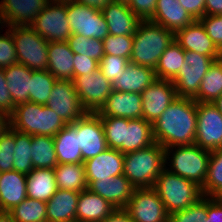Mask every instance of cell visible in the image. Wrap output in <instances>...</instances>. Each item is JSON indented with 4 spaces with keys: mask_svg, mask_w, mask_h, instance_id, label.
Instances as JSON below:
<instances>
[{
    "mask_svg": "<svg viewBox=\"0 0 222 222\" xmlns=\"http://www.w3.org/2000/svg\"><path fill=\"white\" fill-rule=\"evenodd\" d=\"M222 95V58L215 60L202 78L196 102L213 103Z\"/></svg>",
    "mask_w": 222,
    "mask_h": 222,
    "instance_id": "obj_35",
    "label": "cell"
},
{
    "mask_svg": "<svg viewBox=\"0 0 222 222\" xmlns=\"http://www.w3.org/2000/svg\"><path fill=\"white\" fill-rule=\"evenodd\" d=\"M143 119L154 123L168 106L178 98L171 80L157 79L142 93Z\"/></svg>",
    "mask_w": 222,
    "mask_h": 222,
    "instance_id": "obj_17",
    "label": "cell"
},
{
    "mask_svg": "<svg viewBox=\"0 0 222 222\" xmlns=\"http://www.w3.org/2000/svg\"><path fill=\"white\" fill-rule=\"evenodd\" d=\"M129 63V60L123 57L104 55L99 62V69L113 84L123 75V72Z\"/></svg>",
    "mask_w": 222,
    "mask_h": 222,
    "instance_id": "obj_45",
    "label": "cell"
},
{
    "mask_svg": "<svg viewBox=\"0 0 222 222\" xmlns=\"http://www.w3.org/2000/svg\"><path fill=\"white\" fill-rule=\"evenodd\" d=\"M46 105L66 124L74 123L87 113L81 105L73 80L57 79Z\"/></svg>",
    "mask_w": 222,
    "mask_h": 222,
    "instance_id": "obj_13",
    "label": "cell"
},
{
    "mask_svg": "<svg viewBox=\"0 0 222 222\" xmlns=\"http://www.w3.org/2000/svg\"><path fill=\"white\" fill-rule=\"evenodd\" d=\"M47 70L56 78L73 80L74 53L66 41L48 43Z\"/></svg>",
    "mask_w": 222,
    "mask_h": 222,
    "instance_id": "obj_29",
    "label": "cell"
},
{
    "mask_svg": "<svg viewBox=\"0 0 222 222\" xmlns=\"http://www.w3.org/2000/svg\"><path fill=\"white\" fill-rule=\"evenodd\" d=\"M185 50L173 41L161 55L156 68L157 79L172 80L184 66Z\"/></svg>",
    "mask_w": 222,
    "mask_h": 222,
    "instance_id": "obj_36",
    "label": "cell"
},
{
    "mask_svg": "<svg viewBox=\"0 0 222 222\" xmlns=\"http://www.w3.org/2000/svg\"><path fill=\"white\" fill-rule=\"evenodd\" d=\"M153 189L169 215L190 207L203 197L200 186L167 169H164L157 177Z\"/></svg>",
    "mask_w": 222,
    "mask_h": 222,
    "instance_id": "obj_7",
    "label": "cell"
},
{
    "mask_svg": "<svg viewBox=\"0 0 222 222\" xmlns=\"http://www.w3.org/2000/svg\"><path fill=\"white\" fill-rule=\"evenodd\" d=\"M15 64H18L15 42L10 30L6 29L4 34H0V68L5 69Z\"/></svg>",
    "mask_w": 222,
    "mask_h": 222,
    "instance_id": "obj_46",
    "label": "cell"
},
{
    "mask_svg": "<svg viewBox=\"0 0 222 222\" xmlns=\"http://www.w3.org/2000/svg\"><path fill=\"white\" fill-rule=\"evenodd\" d=\"M15 110L13 100L9 90L7 89V82L4 74V69L0 68V112L10 116Z\"/></svg>",
    "mask_w": 222,
    "mask_h": 222,
    "instance_id": "obj_50",
    "label": "cell"
},
{
    "mask_svg": "<svg viewBox=\"0 0 222 222\" xmlns=\"http://www.w3.org/2000/svg\"><path fill=\"white\" fill-rule=\"evenodd\" d=\"M111 35L133 36L141 20L128 5L110 2L101 9Z\"/></svg>",
    "mask_w": 222,
    "mask_h": 222,
    "instance_id": "obj_23",
    "label": "cell"
},
{
    "mask_svg": "<svg viewBox=\"0 0 222 222\" xmlns=\"http://www.w3.org/2000/svg\"><path fill=\"white\" fill-rule=\"evenodd\" d=\"M53 170L58 189L77 192L87 189L84 163L58 164Z\"/></svg>",
    "mask_w": 222,
    "mask_h": 222,
    "instance_id": "obj_33",
    "label": "cell"
},
{
    "mask_svg": "<svg viewBox=\"0 0 222 222\" xmlns=\"http://www.w3.org/2000/svg\"><path fill=\"white\" fill-rule=\"evenodd\" d=\"M66 42L74 54L85 55L98 62L105 55L102 40L87 38L79 34H71Z\"/></svg>",
    "mask_w": 222,
    "mask_h": 222,
    "instance_id": "obj_41",
    "label": "cell"
},
{
    "mask_svg": "<svg viewBox=\"0 0 222 222\" xmlns=\"http://www.w3.org/2000/svg\"><path fill=\"white\" fill-rule=\"evenodd\" d=\"M86 180L101 181L123 174L124 154L107 148L96 157L84 161Z\"/></svg>",
    "mask_w": 222,
    "mask_h": 222,
    "instance_id": "obj_20",
    "label": "cell"
},
{
    "mask_svg": "<svg viewBox=\"0 0 222 222\" xmlns=\"http://www.w3.org/2000/svg\"><path fill=\"white\" fill-rule=\"evenodd\" d=\"M222 15V0H205V16Z\"/></svg>",
    "mask_w": 222,
    "mask_h": 222,
    "instance_id": "obj_54",
    "label": "cell"
},
{
    "mask_svg": "<svg viewBox=\"0 0 222 222\" xmlns=\"http://www.w3.org/2000/svg\"><path fill=\"white\" fill-rule=\"evenodd\" d=\"M114 210L116 208L106 199L86 189L78 198L76 222H101Z\"/></svg>",
    "mask_w": 222,
    "mask_h": 222,
    "instance_id": "obj_26",
    "label": "cell"
},
{
    "mask_svg": "<svg viewBox=\"0 0 222 222\" xmlns=\"http://www.w3.org/2000/svg\"><path fill=\"white\" fill-rule=\"evenodd\" d=\"M197 127V102L178 97L152 124L155 142L164 148L193 145Z\"/></svg>",
    "mask_w": 222,
    "mask_h": 222,
    "instance_id": "obj_1",
    "label": "cell"
},
{
    "mask_svg": "<svg viewBox=\"0 0 222 222\" xmlns=\"http://www.w3.org/2000/svg\"><path fill=\"white\" fill-rule=\"evenodd\" d=\"M27 175L15 170L0 174V211L9 212L27 198Z\"/></svg>",
    "mask_w": 222,
    "mask_h": 222,
    "instance_id": "obj_24",
    "label": "cell"
},
{
    "mask_svg": "<svg viewBox=\"0 0 222 222\" xmlns=\"http://www.w3.org/2000/svg\"><path fill=\"white\" fill-rule=\"evenodd\" d=\"M202 195L206 197H222V148L211 151L207 176Z\"/></svg>",
    "mask_w": 222,
    "mask_h": 222,
    "instance_id": "obj_37",
    "label": "cell"
},
{
    "mask_svg": "<svg viewBox=\"0 0 222 222\" xmlns=\"http://www.w3.org/2000/svg\"><path fill=\"white\" fill-rule=\"evenodd\" d=\"M67 19L72 34L104 40L108 25L100 9L79 2L67 4Z\"/></svg>",
    "mask_w": 222,
    "mask_h": 222,
    "instance_id": "obj_10",
    "label": "cell"
},
{
    "mask_svg": "<svg viewBox=\"0 0 222 222\" xmlns=\"http://www.w3.org/2000/svg\"><path fill=\"white\" fill-rule=\"evenodd\" d=\"M31 157L33 168L54 169L58 165L54 137L31 136Z\"/></svg>",
    "mask_w": 222,
    "mask_h": 222,
    "instance_id": "obj_34",
    "label": "cell"
},
{
    "mask_svg": "<svg viewBox=\"0 0 222 222\" xmlns=\"http://www.w3.org/2000/svg\"><path fill=\"white\" fill-rule=\"evenodd\" d=\"M108 148L126 154L155 143L152 123L139 119L100 116Z\"/></svg>",
    "mask_w": 222,
    "mask_h": 222,
    "instance_id": "obj_2",
    "label": "cell"
},
{
    "mask_svg": "<svg viewBox=\"0 0 222 222\" xmlns=\"http://www.w3.org/2000/svg\"><path fill=\"white\" fill-rule=\"evenodd\" d=\"M207 35L216 47L222 52V15H207L199 19Z\"/></svg>",
    "mask_w": 222,
    "mask_h": 222,
    "instance_id": "obj_47",
    "label": "cell"
},
{
    "mask_svg": "<svg viewBox=\"0 0 222 222\" xmlns=\"http://www.w3.org/2000/svg\"><path fill=\"white\" fill-rule=\"evenodd\" d=\"M142 96L140 93L112 90L105 104L96 112L99 116H112L127 119L143 118Z\"/></svg>",
    "mask_w": 222,
    "mask_h": 222,
    "instance_id": "obj_22",
    "label": "cell"
},
{
    "mask_svg": "<svg viewBox=\"0 0 222 222\" xmlns=\"http://www.w3.org/2000/svg\"><path fill=\"white\" fill-rule=\"evenodd\" d=\"M112 2L129 5L130 0H112Z\"/></svg>",
    "mask_w": 222,
    "mask_h": 222,
    "instance_id": "obj_60",
    "label": "cell"
},
{
    "mask_svg": "<svg viewBox=\"0 0 222 222\" xmlns=\"http://www.w3.org/2000/svg\"><path fill=\"white\" fill-rule=\"evenodd\" d=\"M14 149L13 170L27 175L34 169L31 157V135L15 130Z\"/></svg>",
    "mask_w": 222,
    "mask_h": 222,
    "instance_id": "obj_40",
    "label": "cell"
},
{
    "mask_svg": "<svg viewBox=\"0 0 222 222\" xmlns=\"http://www.w3.org/2000/svg\"><path fill=\"white\" fill-rule=\"evenodd\" d=\"M58 164L83 163L77 135V121L66 126L54 136Z\"/></svg>",
    "mask_w": 222,
    "mask_h": 222,
    "instance_id": "obj_30",
    "label": "cell"
},
{
    "mask_svg": "<svg viewBox=\"0 0 222 222\" xmlns=\"http://www.w3.org/2000/svg\"><path fill=\"white\" fill-rule=\"evenodd\" d=\"M104 54L123 57L130 60L133 48V36L108 34L103 40Z\"/></svg>",
    "mask_w": 222,
    "mask_h": 222,
    "instance_id": "obj_42",
    "label": "cell"
},
{
    "mask_svg": "<svg viewBox=\"0 0 222 222\" xmlns=\"http://www.w3.org/2000/svg\"><path fill=\"white\" fill-rule=\"evenodd\" d=\"M10 126L9 116L3 112H0V136Z\"/></svg>",
    "mask_w": 222,
    "mask_h": 222,
    "instance_id": "obj_56",
    "label": "cell"
},
{
    "mask_svg": "<svg viewBox=\"0 0 222 222\" xmlns=\"http://www.w3.org/2000/svg\"><path fill=\"white\" fill-rule=\"evenodd\" d=\"M8 29L15 42L18 63L32 70H46L49 42L30 26H10Z\"/></svg>",
    "mask_w": 222,
    "mask_h": 222,
    "instance_id": "obj_8",
    "label": "cell"
},
{
    "mask_svg": "<svg viewBox=\"0 0 222 222\" xmlns=\"http://www.w3.org/2000/svg\"><path fill=\"white\" fill-rule=\"evenodd\" d=\"M207 197L203 196L190 207L169 215V222H206Z\"/></svg>",
    "mask_w": 222,
    "mask_h": 222,
    "instance_id": "obj_43",
    "label": "cell"
},
{
    "mask_svg": "<svg viewBox=\"0 0 222 222\" xmlns=\"http://www.w3.org/2000/svg\"><path fill=\"white\" fill-rule=\"evenodd\" d=\"M101 222H134L125 209H116Z\"/></svg>",
    "mask_w": 222,
    "mask_h": 222,
    "instance_id": "obj_53",
    "label": "cell"
},
{
    "mask_svg": "<svg viewBox=\"0 0 222 222\" xmlns=\"http://www.w3.org/2000/svg\"><path fill=\"white\" fill-rule=\"evenodd\" d=\"M157 0H130L128 7L141 21H149L155 14Z\"/></svg>",
    "mask_w": 222,
    "mask_h": 222,
    "instance_id": "obj_48",
    "label": "cell"
},
{
    "mask_svg": "<svg viewBox=\"0 0 222 222\" xmlns=\"http://www.w3.org/2000/svg\"><path fill=\"white\" fill-rule=\"evenodd\" d=\"M76 2L101 10L108 3L112 2V0H76Z\"/></svg>",
    "mask_w": 222,
    "mask_h": 222,
    "instance_id": "obj_55",
    "label": "cell"
},
{
    "mask_svg": "<svg viewBox=\"0 0 222 222\" xmlns=\"http://www.w3.org/2000/svg\"><path fill=\"white\" fill-rule=\"evenodd\" d=\"M1 26H3V22H2L1 17H0V29L4 28V27H1Z\"/></svg>",
    "mask_w": 222,
    "mask_h": 222,
    "instance_id": "obj_61",
    "label": "cell"
},
{
    "mask_svg": "<svg viewBox=\"0 0 222 222\" xmlns=\"http://www.w3.org/2000/svg\"><path fill=\"white\" fill-rule=\"evenodd\" d=\"M210 155L211 151L200 148L196 144L165 148V164L170 166L165 169L202 188L207 176Z\"/></svg>",
    "mask_w": 222,
    "mask_h": 222,
    "instance_id": "obj_6",
    "label": "cell"
},
{
    "mask_svg": "<svg viewBox=\"0 0 222 222\" xmlns=\"http://www.w3.org/2000/svg\"><path fill=\"white\" fill-rule=\"evenodd\" d=\"M50 0H1L3 26H30Z\"/></svg>",
    "mask_w": 222,
    "mask_h": 222,
    "instance_id": "obj_18",
    "label": "cell"
},
{
    "mask_svg": "<svg viewBox=\"0 0 222 222\" xmlns=\"http://www.w3.org/2000/svg\"><path fill=\"white\" fill-rule=\"evenodd\" d=\"M149 21L176 34L195 20L180 5L179 0H157L155 14Z\"/></svg>",
    "mask_w": 222,
    "mask_h": 222,
    "instance_id": "obj_25",
    "label": "cell"
},
{
    "mask_svg": "<svg viewBox=\"0 0 222 222\" xmlns=\"http://www.w3.org/2000/svg\"><path fill=\"white\" fill-rule=\"evenodd\" d=\"M4 74L14 106L29 101L32 69L18 63L5 68Z\"/></svg>",
    "mask_w": 222,
    "mask_h": 222,
    "instance_id": "obj_31",
    "label": "cell"
},
{
    "mask_svg": "<svg viewBox=\"0 0 222 222\" xmlns=\"http://www.w3.org/2000/svg\"><path fill=\"white\" fill-rule=\"evenodd\" d=\"M206 222H222V197H207Z\"/></svg>",
    "mask_w": 222,
    "mask_h": 222,
    "instance_id": "obj_51",
    "label": "cell"
},
{
    "mask_svg": "<svg viewBox=\"0 0 222 222\" xmlns=\"http://www.w3.org/2000/svg\"><path fill=\"white\" fill-rule=\"evenodd\" d=\"M56 78L46 70H32L29 101L46 105Z\"/></svg>",
    "mask_w": 222,
    "mask_h": 222,
    "instance_id": "obj_38",
    "label": "cell"
},
{
    "mask_svg": "<svg viewBox=\"0 0 222 222\" xmlns=\"http://www.w3.org/2000/svg\"><path fill=\"white\" fill-rule=\"evenodd\" d=\"M74 76L86 75L87 73H93L99 68V62L93 58H88L85 55L74 54Z\"/></svg>",
    "mask_w": 222,
    "mask_h": 222,
    "instance_id": "obj_49",
    "label": "cell"
},
{
    "mask_svg": "<svg viewBox=\"0 0 222 222\" xmlns=\"http://www.w3.org/2000/svg\"><path fill=\"white\" fill-rule=\"evenodd\" d=\"M0 222H16L9 212L0 211Z\"/></svg>",
    "mask_w": 222,
    "mask_h": 222,
    "instance_id": "obj_57",
    "label": "cell"
},
{
    "mask_svg": "<svg viewBox=\"0 0 222 222\" xmlns=\"http://www.w3.org/2000/svg\"><path fill=\"white\" fill-rule=\"evenodd\" d=\"M30 27L48 42L67 41L72 34L67 19V4L50 0Z\"/></svg>",
    "mask_w": 222,
    "mask_h": 222,
    "instance_id": "obj_11",
    "label": "cell"
},
{
    "mask_svg": "<svg viewBox=\"0 0 222 222\" xmlns=\"http://www.w3.org/2000/svg\"><path fill=\"white\" fill-rule=\"evenodd\" d=\"M165 167V148L157 142L124 154L123 175L136 189L153 188Z\"/></svg>",
    "mask_w": 222,
    "mask_h": 222,
    "instance_id": "obj_4",
    "label": "cell"
},
{
    "mask_svg": "<svg viewBox=\"0 0 222 222\" xmlns=\"http://www.w3.org/2000/svg\"><path fill=\"white\" fill-rule=\"evenodd\" d=\"M51 1H54L56 3H63V4H69V3L76 2V0H51Z\"/></svg>",
    "mask_w": 222,
    "mask_h": 222,
    "instance_id": "obj_59",
    "label": "cell"
},
{
    "mask_svg": "<svg viewBox=\"0 0 222 222\" xmlns=\"http://www.w3.org/2000/svg\"><path fill=\"white\" fill-rule=\"evenodd\" d=\"M9 213L16 222H47L46 202L28 197Z\"/></svg>",
    "mask_w": 222,
    "mask_h": 222,
    "instance_id": "obj_39",
    "label": "cell"
},
{
    "mask_svg": "<svg viewBox=\"0 0 222 222\" xmlns=\"http://www.w3.org/2000/svg\"><path fill=\"white\" fill-rule=\"evenodd\" d=\"M77 135L83 163L108 148L104 128L97 113L87 112L77 120Z\"/></svg>",
    "mask_w": 222,
    "mask_h": 222,
    "instance_id": "obj_16",
    "label": "cell"
},
{
    "mask_svg": "<svg viewBox=\"0 0 222 222\" xmlns=\"http://www.w3.org/2000/svg\"><path fill=\"white\" fill-rule=\"evenodd\" d=\"M156 80L157 76L154 69L129 63L123 75L113 83V90L141 94Z\"/></svg>",
    "mask_w": 222,
    "mask_h": 222,
    "instance_id": "obj_28",
    "label": "cell"
},
{
    "mask_svg": "<svg viewBox=\"0 0 222 222\" xmlns=\"http://www.w3.org/2000/svg\"><path fill=\"white\" fill-rule=\"evenodd\" d=\"M184 59L183 68L171 81L178 97L193 99L198 94L202 78L208 72L209 67L220 58H211L194 51H185Z\"/></svg>",
    "mask_w": 222,
    "mask_h": 222,
    "instance_id": "obj_9",
    "label": "cell"
},
{
    "mask_svg": "<svg viewBox=\"0 0 222 222\" xmlns=\"http://www.w3.org/2000/svg\"><path fill=\"white\" fill-rule=\"evenodd\" d=\"M175 41L185 50L210 56L211 58H222V52L216 47L212 39L199 20L179 30L175 34Z\"/></svg>",
    "mask_w": 222,
    "mask_h": 222,
    "instance_id": "obj_21",
    "label": "cell"
},
{
    "mask_svg": "<svg viewBox=\"0 0 222 222\" xmlns=\"http://www.w3.org/2000/svg\"><path fill=\"white\" fill-rule=\"evenodd\" d=\"M222 115V95L219 96L213 103H212Z\"/></svg>",
    "mask_w": 222,
    "mask_h": 222,
    "instance_id": "obj_58",
    "label": "cell"
},
{
    "mask_svg": "<svg viewBox=\"0 0 222 222\" xmlns=\"http://www.w3.org/2000/svg\"><path fill=\"white\" fill-rule=\"evenodd\" d=\"M73 83L81 105L87 112L92 113L100 110L113 90V84L99 68L93 73L74 76Z\"/></svg>",
    "mask_w": 222,
    "mask_h": 222,
    "instance_id": "obj_12",
    "label": "cell"
},
{
    "mask_svg": "<svg viewBox=\"0 0 222 222\" xmlns=\"http://www.w3.org/2000/svg\"><path fill=\"white\" fill-rule=\"evenodd\" d=\"M87 189L106 199L116 209H125L136 189L123 175L101 181H87Z\"/></svg>",
    "mask_w": 222,
    "mask_h": 222,
    "instance_id": "obj_19",
    "label": "cell"
},
{
    "mask_svg": "<svg viewBox=\"0 0 222 222\" xmlns=\"http://www.w3.org/2000/svg\"><path fill=\"white\" fill-rule=\"evenodd\" d=\"M179 3L194 20L205 16V0H179Z\"/></svg>",
    "mask_w": 222,
    "mask_h": 222,
    "instance_id": "obj_52",
    "label": "cell"
},
{
    "mask_svg": "<svg viewBox=\"0 0 222 222\" xmlns=\"http://www.w3.org/2000/svg\"><path fill=\"white\" fill-rule=\"evenodd\" d=\"M27 197L47 202L58 190L53 169L35 168L27 174Z\"/></svg>",
    "mask_w": 222,
    "mask_h": 222,
    "instance_id": "obj_32",
    "label": "cell"
},
{
    "mask_svg": "<svg viewBox=\"0 0 222 222\" xmlns=\"http://www.w3.org/2000/svg\"><path fill=\"white\" fill-rule=\"evenodd\" d=\"M10 127L14 130L34 135L54 137L66 123L47 105L27 101L17 105L9 116Z\"/></svg>",
    "mask_w": 222,
    "mask_h": 222,
    "instance_id": "obj_5",
    "label": "cell"
},
{
    "mask_svg": "<svg viewBox=\"0 0 222 222\" xmlns=\"http://www.w3.org/2000/svg\"><path fill=\"white\" fill-rule=\"evenodd\" d=\"M80 192L58 189L46 202L47 222H76Z\"/></svg>",
    "mask_w": 222,
    "mask_h": 222,
    "instance_id": "obj_27",
    "label": "cell"
},
{
    "mask_svg": "<svg viewBox=\"0 0 222 222\" xmlns=\"http://www.w3.org/2000/svg\"><path fill=\"white\" fill-rule=\"evenodd\" d=\"M125 210L134 222H169V214L153 188L135 189Z\"/></svg>",
    "mask_w": 222,
    "mask_h": 222,
    "instance_id": "obj_15",
    "label": "cell"
},
{
    "mask_svg": "<svg viewBox=\"0 0 222 222\" xmlns=\"http://www.w3.org/2000/svg\"><path fill=\"white\" fill-rule=\"evenodd\" d=\"M15 130L10 126L0 136V172L13 170Z\"/></svg>",
    "mask_w": 222,
    "mask_h": 222,
    "instance_id": "obj_44",
    "label": "cell"
},
{
    "mask_svg": "<svg viewBox=\"0 0 222 222\" xmlns=\"http://www.w3.org/2000/svg\"><path fill=\"white\" fill-rule=\"evenodd\" d=\"M194 144L209 151L222 148V115L212 103L197 102Z\"/></svg>",
    "mask_w": 222,
    "mask_h": 222,
    "instance_id": "obj_14",
    "label": "cell"
},
{
    "mask_svg": "<svg viewBox=\"0 0 222 222\" xmlns=\"http://www.w3.org/2000/svg\"><path fill=\"white\" fill-rule=\"evenodd\" d=\"M173 41L175 34L162 25L141 21L133 35L129 62L155 69L161 55Z\"/></svg>",
    "mask_w": 222,
    "mask_h": 222,
    "instance_id": "obj_3",
    "label": "cell"
}]
</instances>
